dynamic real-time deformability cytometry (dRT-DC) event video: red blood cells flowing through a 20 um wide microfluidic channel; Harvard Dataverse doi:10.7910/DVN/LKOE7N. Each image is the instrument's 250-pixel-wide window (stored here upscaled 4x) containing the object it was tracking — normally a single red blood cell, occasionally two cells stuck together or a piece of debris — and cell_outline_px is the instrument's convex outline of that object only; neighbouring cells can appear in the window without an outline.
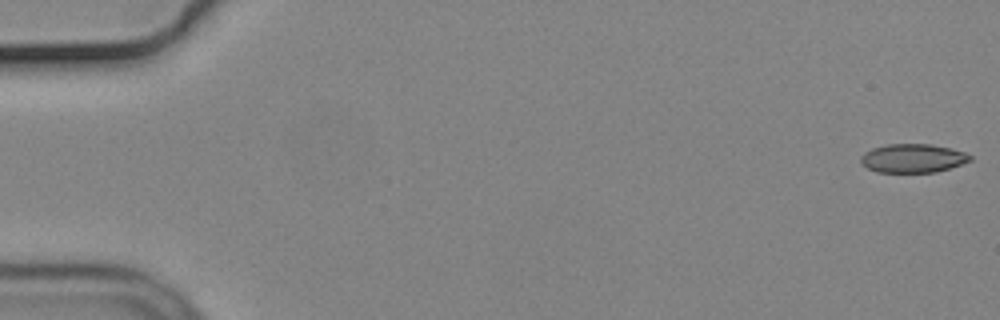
{"species": "common noctule bat (a hibernating species)", "species_latin": "Nyctalus noctula", "temperature_condition": "cold", "stored_images_in_passage": 56, "camera_frame_rate_fps": 3000, "um_per_image_px": 0.085, "animal": {"sex": "male", "body_mass_g": 19.2, "forearm_length_mm": 51.8}, "frame": {"image": 1, "passage_image": 1, "time_ms": 0.0, "image_size_px": [1000, 320], "cell_outline_px": [[972, 160], [936, 172], [876, 172], [868, 168], [860, 160], [860, 156], [864, 152], [872, 148], [888, 144], [932, 144], [952, 148], [964, 152], [972, 156]], "centroid_in_image_um": [77.59, 13.44], "position_along_channel_um": 7.4, "area_um2": 18.26}}
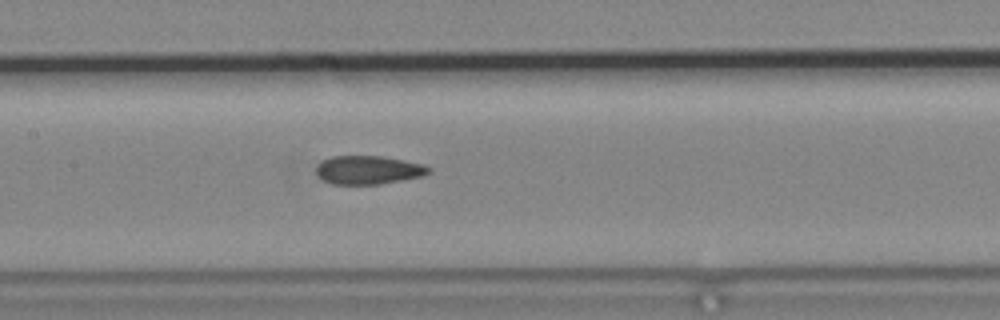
{"frame": {"image": 2, "passage_image": 27, "time_ms": 8.667, "image_size_px": [1000, 320], "cell_outline_px": [[432, 172], [424, 176], [380, 184], [332, 184], [324, 180], [316, 172], [316, 168], [324, 160], [332, 156], [380, 156], [404, 160], [424, 164], [432, 168]], "centroid_in_image_um": [31.38, 14.45], "position_along_channel_um": 176.0, "area_um2": 18.67}}
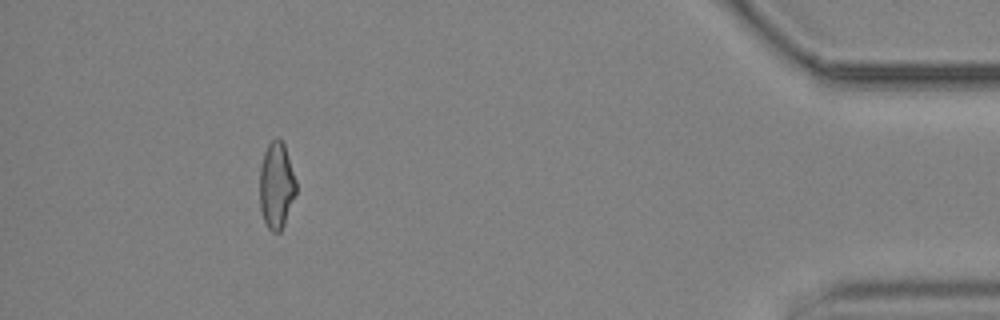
{"frame": {"image": 3, "passage_image": 51, "time_ms": 16.667, "image_size_px": [1000, 320], "cell_outline_px": [[296, 192], [284, 224], [280, 232], [272, 232], [268, 228], [264, 220], [260, 208], [260, 168], [264, 152], [268, 144], [276, 136], [284, 144], [296, 180]], "centroid_in_image_um": [23.49, 15.76], "position_along_channel_um": 411.7, "area_um2": 18.21}, "authors_computed_cell_mechanics": {"area_um2": 19.1607, "velocity_mm_per_s": 3.7042, "shape_relaxation_time_tau1_ms": null, "shape_relaxation_time_tau2_ms": 2.7353, "deformation_change_tau1": null, "deformation_change_tau2": 0.095}}